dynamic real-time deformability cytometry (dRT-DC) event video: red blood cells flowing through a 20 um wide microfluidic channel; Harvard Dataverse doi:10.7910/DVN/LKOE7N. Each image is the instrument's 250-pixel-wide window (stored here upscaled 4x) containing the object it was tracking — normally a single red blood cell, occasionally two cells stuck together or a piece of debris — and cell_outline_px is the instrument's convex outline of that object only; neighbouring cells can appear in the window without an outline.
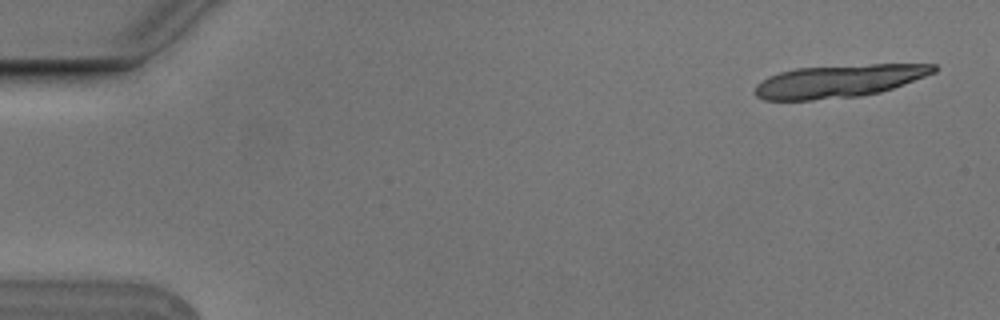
{"species": "Egyptian fruit bat (a non-hibernating species)", "species_latin": "Rousettus aegyptiacus", "temperature_condition": "cold", "stored_images_in_passage": 4, "camera_frame_rate_fps": 3000, "um_per_image_px": 0.085, "animal": {"sex": "male"}, "frame": {"image": 1, "passage_image": 1, "time_ms": 0.0, "image_size_px": [1000, 320], "cell_outline_px": [[936, 72], [904, 84], [880, 92], [860, 96], [812, 100], [764, 100], [756, 96], [752, 92], [756, 84], [768, 76], [780, 72], [796, 68], [872, 64], [936, 64]], "centroid_in_image_um": [71.26, 6.89], "position_along_channel_um": 13.7, "area_um2": 34.1}}